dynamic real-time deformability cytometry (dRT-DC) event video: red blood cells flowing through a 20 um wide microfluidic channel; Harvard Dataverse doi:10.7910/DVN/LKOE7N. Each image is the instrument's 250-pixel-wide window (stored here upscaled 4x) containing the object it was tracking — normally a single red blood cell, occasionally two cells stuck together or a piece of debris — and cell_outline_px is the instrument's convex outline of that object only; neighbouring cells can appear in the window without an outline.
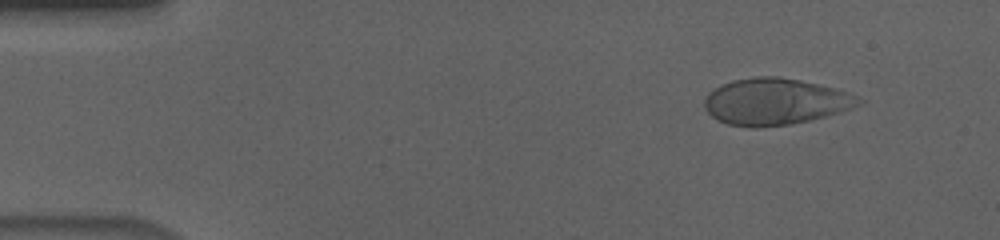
{"species": "human", "species_latin": "Homo sapiens", "temperature_condition": "cold", "stored_images_in_passage": 56, "camera_frame_rate_fps": 3000, "um_per_image_px": 0.085, "donor": {"sex": "male"}, "frame": {"image": 1, "passage_image": 6, "time_ms": 1.667, "image_size_px": [1000, 240], "cell_outline_px": [[864, 100], [860, 104], [840, 112], [808, 120], [788, 124], [728, 124], [716, 120], [704, 108], [704, 100], [708, 92], [732, 80], [756, 76], [776, 76], [800, 80], [836, 88], [856, 96]], "centroid_in_image_um": [65.89, 8.59], "position_along_channel_um": 19.1, "area_um2": 40.69}}
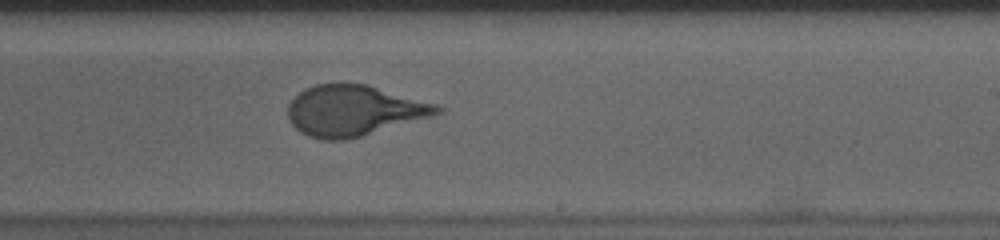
{"frame": {"image": 2, "passage_image": 34, "time_ms": 11.0, "image_size_px": [1000, 240], "cell_outline_px": [[444, 112], [348, 140], [324, 140], [308, 136], [300, 132], [288, 120], [288, 104], [300, 92], [316, 84], [368, 84], [436, 104], [444, 108]], "centroid_in_image_um": [30.07, 9.41], "position_along_channel_um": 258.9, "area_um2": 43.75}}
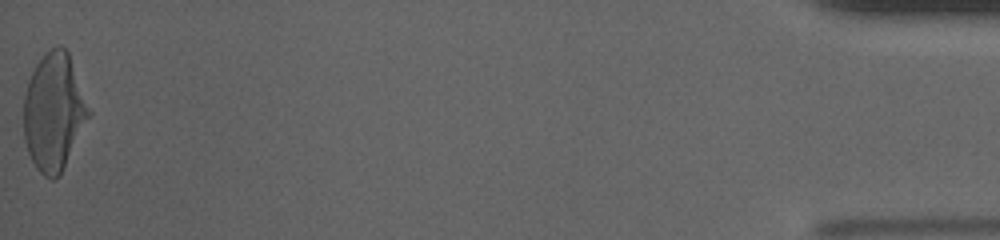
{"frame": {"image": 3, "passage_image": 56, "time_ms": 18.333, "image_size_px": [1000, 240], "cell_outline_px": [[92, 112], [60, 176], [52, 180], [44, 176], [36, 168], [28, 152], [24, 140], [24, 96], [28, 80], [32, 68], [56, 44], [60, 44], [68, 52]], "centroid_in_image_um": [4.58, 9.53], "position_along_channel_um": 430.6, "area_um2": 44.62}, "authors_computed_cell_mechanics": {"area_um2": 43.35, "velocity_mm_per_s": 3.6334, "shape_relaxation_time_tau1_ms": 4.8709, "shape_relaxation_time_tau2_ms": null, "deformation_change_tau1": 0.1898, "deformation_change_tau2": null}}